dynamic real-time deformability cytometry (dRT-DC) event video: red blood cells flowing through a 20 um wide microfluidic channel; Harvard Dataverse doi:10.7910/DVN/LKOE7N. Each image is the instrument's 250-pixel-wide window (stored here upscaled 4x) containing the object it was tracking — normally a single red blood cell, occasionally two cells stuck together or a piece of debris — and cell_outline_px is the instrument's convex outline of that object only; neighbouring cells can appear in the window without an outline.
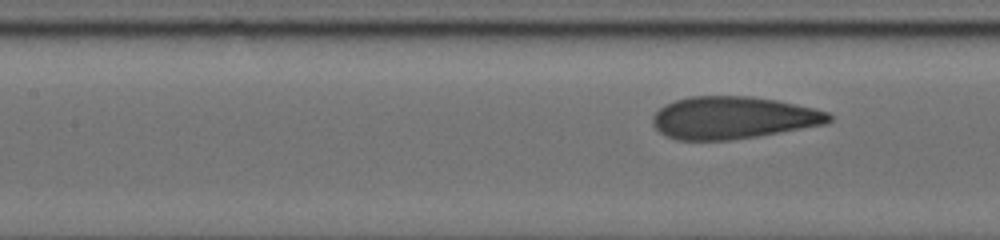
{"species": "human", "species_latin": "Homo sapiens", "temperature_condition": "cold", "stored_images_in_passage": 18, "segment_of_instrument_passage": [2, 2], "camera_frame_rate_fps": 3000, "um_per_image_px": 0.085, "donor": {"sex": "male"}, "frame": {"image": 1, "passage_image": 18, "time_ms": 11.0, "image_size_px": [1000, 240], "cell_outline_px": [[832, 120], [824, 124], [756, 136], [728, 140], [676, 140], [664, 136], [652, 124], [652, 116], [664, 104], [676, 100], [692, 96], [752, 96], [776, 100], [796, 104], [828, 112], [832, 116]], "centroid_in_image_um": [62.26, 10.0], "position_along_channel_um": 145.1, "area_um2": 43.35}}